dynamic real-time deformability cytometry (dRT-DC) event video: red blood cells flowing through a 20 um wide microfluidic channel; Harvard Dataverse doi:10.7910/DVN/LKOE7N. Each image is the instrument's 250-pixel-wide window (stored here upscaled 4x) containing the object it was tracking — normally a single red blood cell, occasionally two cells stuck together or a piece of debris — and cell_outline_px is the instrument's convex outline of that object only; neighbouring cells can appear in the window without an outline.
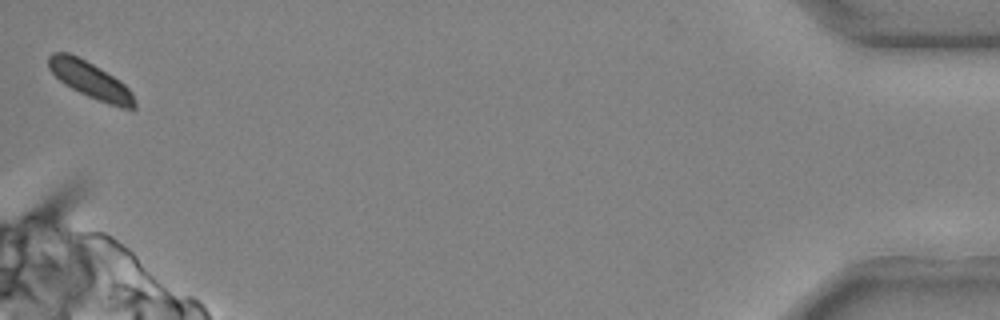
{"species": "common noctule bat (a hibernating species)", "species_latin": "Nyctalus noctula", "temperature_condition": "cold", "stored_images_in_passage": 34, "camera_frame_rate_fps": 3000, "um_per_image_px": 0.085, "animal": {"sex": "male", "body_mass_g": 20.4}, "frame": {"image": 1, "passage_image": 34, "time_ms": 11.0, "image_size_px": [1000, 320], "cell_outline_px": [[136, 108], [120, 108], [108, 104], [88, 96], [64, 84], [48, 68], [48, 56], [52, 52], [68, 52], [92, 64], [120, 80], [132, 92], [136, 100]], "centroid_in_image_um": [7.69, 6.82], "position_along_channel_um": 427.5, "area_um2": 18.09}}